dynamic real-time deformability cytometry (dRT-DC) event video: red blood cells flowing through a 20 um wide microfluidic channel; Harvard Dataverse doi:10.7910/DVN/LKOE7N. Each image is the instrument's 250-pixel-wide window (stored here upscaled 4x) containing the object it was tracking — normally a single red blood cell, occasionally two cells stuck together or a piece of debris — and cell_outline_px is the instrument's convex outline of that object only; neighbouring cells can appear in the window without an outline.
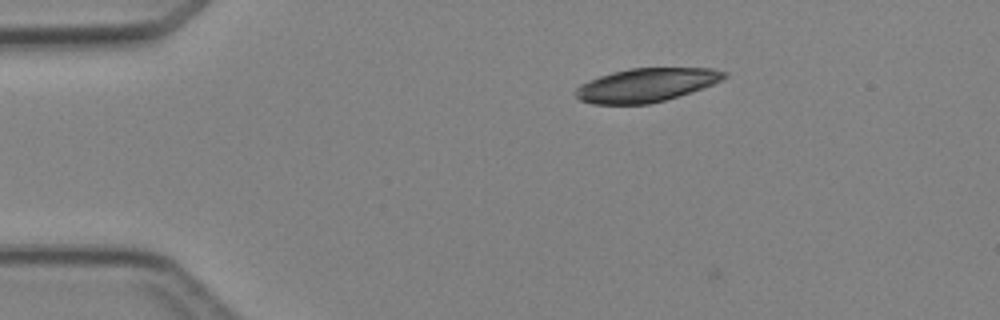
{"species": "Egyptian fruit bat (a non-hibernating species)", "species_latin": "Rousettus aegyptiacus", "temperature_condition": "cold", "stored_images_in_passage": 3, "camera_frame_rate_fps": 3000, "um_per_image_px": 0.085, "animal": {"sex": "female"}, "frame": {"image": 1, "passage_image": 1, "time_ms": 0.0, "image_size_px": [1000, 320], "cell_outline_px": [[728, 76], [712, 84], [692, 92], [664, 100], [648, 104], [592, 104], [580, 100], [572, 92], [580, 84], [588, 80], [612, 72], [628, 68], [712, 68], [728, 72]], "centroid_in_image_um": [54.9, 7.22], "position_along_channel_um": 30.1, "area_um2": 29.19}}